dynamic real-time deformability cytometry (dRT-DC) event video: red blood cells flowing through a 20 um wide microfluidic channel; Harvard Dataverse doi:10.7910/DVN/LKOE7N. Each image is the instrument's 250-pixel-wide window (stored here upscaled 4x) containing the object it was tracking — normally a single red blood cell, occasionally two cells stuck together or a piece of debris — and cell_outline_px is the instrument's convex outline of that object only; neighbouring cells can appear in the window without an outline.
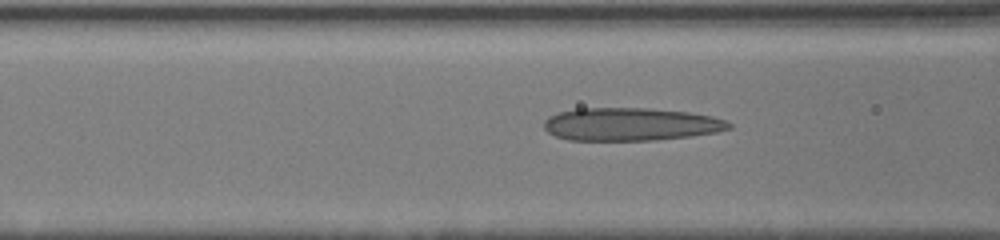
{"species": "human", "species_latin": "Homo sapiens", "temperature_condition": "cold", "stored_images_in_passage": 53, "camera_frame_rate_fps": 3000, "um_per_image_px": 0.085, "donor": {"sex": "male"}, "frame": {"image": 1, "passage_image": 24, "time_ms": 4.667, "image_size_px": [1000, 240], "cell_outline_px": [[732, 128], [716, 132], [692, 136], [656, 140], [568, 140], [556, 136], [548, 132], [544, 128], [544, 120], [548, 116], [556, 112], [576, 108], [648, 108], [688, 112], [712, 116], [724, 120], [732, 124]], "centroid_in_image_um": [53.58, 10.56], "position_along_channel_um": 113.0, "area_um2": 35.72}}
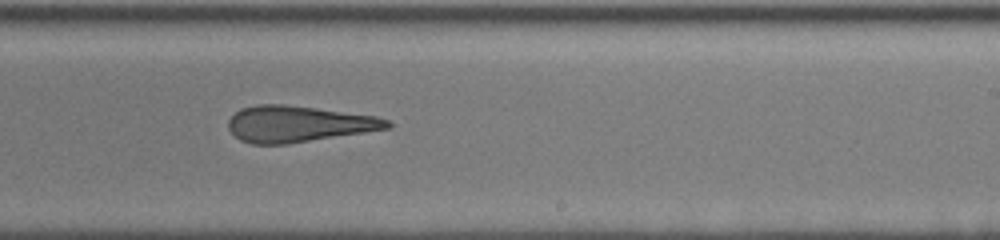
{"frame": {"image": 2, "passage_image": 33, "time_ms": 8.333, "image_size_px": [1000, 240], "cell_outline_px": [[392, 128], [288, 144], [252, 144], [240, 140], [228, 128], [228, 120], [240, 108], [256, 104], [284, 104], [316, 108], [376, 116], [388, 120], [392, 124]], "centroid_in_image_um": [25.35, 10.53], "position_along_channel_um": 263.6, "area_um2": 33.58}}
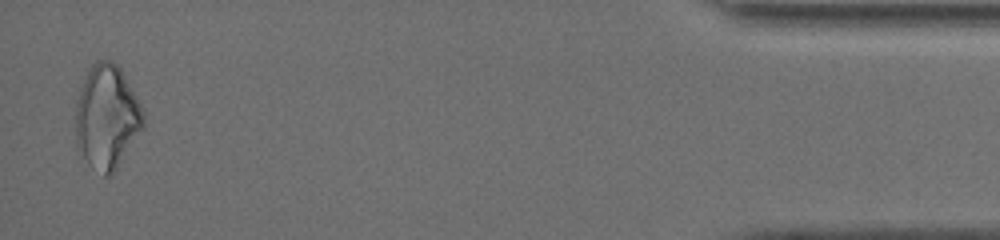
{"frame": {"image": 3, "passage_image": 52, "time_ms": 14.0, "image_size_px": [1000, 240], "cell_outline_px": [[144, 128], [112, 176], [104, 176], [88, 164], [76, 148], [76, 100], [80, 88], [92, 64], [96, 60], [112, 60], [120, 68], [136, 96], [144, 112]], "centroid_in_image_um": [9.08, 9.98], "position_along_channel_um": 426.1, "area_um2": 41.27}, "authors_computed_cell_mechanics": {"area_um2": 36.125, "velocity_mm_per_s": 4.1198, "shape_relaxation_time_tau1_ms": null, "shape_relaxation_time_tau2_ms": 2.9693, "deformation_change_tau1": null, "deformation_change_tau2": 0.1596}}